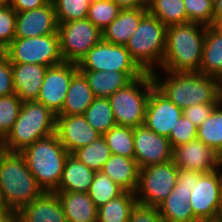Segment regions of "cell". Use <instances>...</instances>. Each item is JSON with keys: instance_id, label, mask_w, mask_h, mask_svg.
Segmentation results:
<instances>
[{"instance_id": "cell-1", "label": "cell", "mask_w": 222, "mask_h": 222, "mask_svg": "<svg viewBox=\"0 0 222 222\" xmlns=\"http://www.w3.org/2000/svg\"><path fill=\"white\" fill-rule=\"evenodd\" d=\"M161 71L166 74L164 79ZM152 76L155 87L182 110L196 104L220 103V80L217 78L199 72H159L158 68Z\"/></svg>"}, {"instance_id": "cell-2", "label": "cell", "mask_w": 222, "mask_h": 222, "mask_svg": "<svg viewBox=\"0 0 222 222\" xmlns=\"http://www.w3.org/2000/svg\"><path fill=\"white\" fill-rule=\"evenodd\" d=\"M206 26L187 22L166 28V50L161 70L199 72Z\"/></svg>"}, {"instance_id": "cell-3", "label": "cell", "mask_w": 222, "mask_h": 222, "mask_svg": "<svg viewBox=\"0 0 222 222\" xmlns=\"http://www.w3.org/2000/svg\"><path fill=\"white\" fill-rule=\"evenodd\" d=\"M0 189L15 215L44 193L19 152L0 149Z\"/></svg>"}, {"instance_id": "cell-4", "label": "cell", "mask_w": 222, "mask_h": 222, "mask_svg": "<svg viewBox=\"0 0 222 222\" xmlns=\"http://www.w3.org/2000/svg\"><path fill=\"white\" fill-rule=\"evenodd\" d=\"M20 154L25 158L29 171L44 192H54L61 181L68 151L54 133L38 139L24 148Z\"/></svg>"}, {"instance_id": "cell-5", "label": "cell", "mask_w": 222, "mask_h": 222, "mask_svg": "<svg viewBox=\"0 0 222 222\" xmlns=\"http://www.w3.org/2000/svg\"><path fill=\"white\" fill-rule=\"evenodd\" d=\"M56 117L57 115L36 100L22 102L18 118L0 143V149L20 153L38 139L54 134Z\"/></svg>"}, {"instance_id": "cell-6", "label": "cell", "mask_w": 222, "mask_h": 222, "mask_svg": "<svg viewBox=\"0 0 222 222\" xmlns=\"http://www.w3.org/2000/svg\"><path fill=\"white\" fill-rule=\"evenodd\" d=\"M166 28L148 11L126 44L131 58L144 72L152 73L157 66L161 67L166 50Z\"/></svg>"}, {"instance_id": "cell-7", "label": "cell", "mask_w": 222, "mask_h": 222, "mask_svg": "<svg viewBox=\"0 0 222 222\" xmlns=\"http://www.w3.org/2000/svg\"><path fill=\"white\" fill-rule=\"evenodd\" d=\"M154 86L152 73L145 72L108 98L117 125L134 128L144 124L148 98Z\"/></svg>"}, {"instance_id": "cell-8", "label": "cell", "mask_w": 222, "mask_h": 222, "mask_svg": "<svg viewBox=\"0 0 222 222\" xmlns=\"http://www.w3.org/2000/svg\"><path fill=\"white\" fill-rule=\"evenodd\" d=\"M178 171L172 160L139 169L135 191L138 204L158 208L176 186Z\"/></svg>"}, {"instance_id": "cell-9", "label": "cell", "mask_w": 222, "mask_h": 222, "mask_svg": "<svg viewBox=\"0 0 222 222\" xmlns=\"http://www.w3.org/2000/svg\"><path fill=\"white\" fill-rule=\"evenodd\" d=\"M3 52L10 63L42 64L51 67L64 62L60 52L58 33L14 38Z\"/></svg>"}, {"instance_id": "cell-10", "label": "cell", "mask_w": 222, "mask_h": 222, "mask_svg": "<svg viewBox=\"0 0 222 222\" xmlns=\"http://www.w3.org/2000/svg\"><path fill=\"white\" fill-rule=\"evenodd\" d=\"M80 71H120L132 80L145 72L131 58L126 45H117L101 39L78 64Z\"/></svg>"}, {"instance_id": "cell-11", "label": "cell", "mask_w": 222, "mask_h": 222, "mask_svg": "<svg viewBox=\"0 0 222 222\" xmlns=\"http://www.w3.org/2000/svg\"><path fill=\"white\" fill-rule=\"evenodd\" d=\"M60 52L64 62L79 64L87 52L102 39L88 18L58 24Z\"/></svg>"}, {"instance_id": "cell-12", "label": "cell", "mask_w": 222, "mask_h": 222, "mask_svg": "<svg viewBox=\"0 0 222 222\" xmlns=\"http://www.w3.org/2000/svg\"><path fill=\"white\" fill-rule=\"evenodd\" d=\"M202 174L198 171L179 169L176 186L158 207L164 222H199L193 214L189 198L193 186Z\"/></svg>"}, {"instance_id": "cell-13", "label": "cell", "mask_w": 222, "mask_h": 222, "mask_svg": "<svg viewBox=\"0 0 222 222\" xmlns=\"http://www.w3.org/2000/svg\"><path fill=\"white\" fill-rule=\"evenodd\" d=\"M189 204L199 221H216L222 212L219 169L203 173L191 190Z\"/></svg>"}, {"instance_id": "cell-14", "label": "cell", "mask_w": 222, "mask_h": 222, "mask_svg": "<svg viewBox=\"0 0 222 222\" xmlns=\"http://www.w3.org/2000/svg\"><path fill=\"white\" fill-rule=\"evenodd\" d=\"M78 70V64L68 62L48 67L36 101L58 115L62 111L71 79Z\"/></svg>"}, {"instance_id": "cell-15", "label": "cell", "mask_w": 222, "mask_h": 222, "mask_svg": "<svg viewBox=\"0 0 222 222\" xmlns=\"http://www.w3.org/2000/svg\"><path fill=\"white\" fill-rule=\"evenodd\" d=\"M134 159L139 169L172 160L169 139L149 130L144 124L133 128Z\"/></svg>"}, {"instance_id": "cell-16", "label": "cell", "mask_w": 222, "mask_h": 222, "mask_svg": "<svg viewBox=\"0 0 222 222\" xmlns=\"http://www.w3.org/2000/svg\"><path fill=\"white\" fill-rule=\"evenodd\" d=\"M172 161L179 169L209 173L219 169L220 155L199 139L173 148Z\"/></svg>"}, {"instance_id": "cell-17", "label": "cell", "mask_w": 222, "mask_h": 222, "mask_svg": "<svg viewBox=\"0 0 222 222\" xmlns=\"http://www.w3.org/2000/svg\"><path fill=\"white\" fill-rule=\"evenodd\" d=\"M183 110L165 97L155 86L151 89L144 125L160 136L169 137Z\"/></svg>"}, {"instance_id": "cell-18", "label": "cell", "mask_w": 222, "mask_h": 222, "mask_svg": "<svg viewBox=\"0 0 222 222\" xmlns=\"http://www.w3.org/2000/svg\"><path fill=\"white\" fill-rule=\"evenodd\" d=\"M55 133L69 154L102 136L87 122L83 114L57 115Z\"/></svg>"}, {"instance_id": "cell-19", "label": "cell", "mask_w": 222, "mask_h": 222, "mask_svg": "<svg viewBox=\"0 0 222 222\" xmlns=\"http://www.w3.org/2000/svg\"><path fill=\"white\" fill-rule=\"evenodd\" d=\"M52 1L43 7L16 13L15 38L37 37L58 33Z\"/></svg>"}, {"instance_id": "cell-20", "label": "cell", "mask_w": 222, "mask_h": 222, "mask_svg": "<svg viewBox=\"0 0 222 222\" xmlns=\"http://www.w3.org/2000/svg\"><path fill=\"white\" fill-rule=\"evenodd\" d=\"M15 94L24 102L36 100L40 94L47 66L11 63Z\"/></svg>"}, {"instance_id": "cell-21", "label": "cell", "mask_w": 222, "mask_h": 222, "mask_svg": "<svg viewBox=\"0 0 222 222\" xmlns=\"http://www.w3.org/2000/svg\"><path fill=\"white\" fill-rule=\"evenodd\" d=\"M16 217L21 222H67L55 192H44L17 213Z\"/></svg>"}, {"instance_id": "cell-22", "label": "cell", "mask_w": 222, "mask_h": 222, "mask_svg": "<svg viewBox=\"0 0 222 222\" xmlns=\"http://www.w3.org/2000/svg\"><path fill=\"white\" fill-rule=\"evenodd\" d=\"M147 12L148 7L121 9L119 15L102 31V39L112 44L126 45Z\"/></svg>"}, {"instance_id": "cell-23", "label": "cell", "mask_w": 222, "mask_h": 222, "mask_svg": "<svg viewBox=\"0 0 222 222\" xmlns=\"http://www.w3.org/2000/svg\"><path fill=\"white\" fill-rule=\"evenodd\" d=\"M62 208L67 222H97L98 208L92 202L88 193L54 191Z\"/></svg>"}, {"instance_id": "cell-24", "label": "cell", "mask_w": 222, "mask_h": 222, "mask_svg": "<svg viewBox=\"0 0 222 222\" xmlns=\"http://www.w3.org/2000/svg\"><path fill=\"white\" fill-rule=\"evenodd\" d=\"M101 171L124 191L135 193L138 185L139 167L134 158L112 154Z\"/></svg>"}, {"instance_id": "cell-25", "label": "cell", "mask_w": 222, "mask_h": 222, "mask_svg": "<svg viewBox=\"0 0 222 222\" xmlns=\"http://www.w3.org/2000/svg\"><path fill=\"white\" fill-rule=\"evenodd\" d=\"M94 99L95 96L87 79L78 70L71 79L62 111L58 115H82Z\"/></svg>"}, {"instance_id": "cell-26", "label": "cell", "mask_w": 222, "mask_h": 222, "mask_svg": "<svg viewBox=\"0 0 222 222\" xmlns=\"http://www.w3.org/2000/svg\"><path fill=\"white\" fill-rule=\"evenodd\" d=\"M199 73L222 80V32L215 26H206Z\"/></svg>"}, {"instance_id": "cell-27", "label": "cell", "mask_w": 222, "mask_h": 222, "mask_svg": "<svg viewBox=\"0 0 222 222\" xmlns=\"http://www.w3.org/2000/svg\"><path fill=\"white\" fill-rule=\"evenodd\" d=\"M95 173L75 156L69 154L64 164L61 181L55 191L88 193Z\"/></svg>"}, {"instance_id": "cell-28", "label": "cell", "mask_w": 222, "mask_h": 222, "mask_svg": "<svg viewBox=\"0 0 222 222\" xmlns=\"http://www.w3.org/2000/svg\"><path fill=\"white\" fill-rule=\"evenodd\" d=\"M88 81L95 97L109 98L117 90L124 88L132 79L120 71H81Z\"/></svg>"}, {"instance_id": "cell-29", "label": "cell", "mask_w": 222, "mask_h": 222, "mask_svg": "<svg viewBox=\"0 0 222 222\" xmlns=\"http://www.w3.org/2000/svg\"><path fill=\"white\" fill-rule=\"evenodd\" d=\"M137 203L135 193L124 191L98 208L97 222H128L131 211Z\"/></svg>"}, {"instance_id": "cell-30", "label": "cell", "mask_w": 222, "mask_h": 222, "mask_svg": "<svg viewBox=\"0 0 222 222\" xmlns=\"http://www.w3.org/2000/svg\"><path fill=\"white\" fill-rule=\"evenodd\" d=\"M148 11L166 27L187 23L183 0H149Z\"/></svg>"}, {"instance_id": "cell-31", "label": "cell", "mask_w": 222, "mask_h": 222, "mask_svg": "<svg viewBox=\"0 0 222 222\" xmlns=\"http://www.w3.org/2000/svg\"><path fill=\"white\" fill-rule=\"evenodd\" d=\"M87 122L101 135L116 125L108 98L95 97L93 103L83 114Z\"/></svg>"}, {"instance_id": "cell-32", "label": "cell", "mask_w": 222, "mask_h": 222, "mask_svg": "<svg viewBox=\"0 0 222 222\" xmlns=\"http://www.w3.org/2000/svg\"><path fill=\"white\" fill-rule=\"evenodd\" d=\"M72 155L91 170L98 172L102 170L112 153L106 140L101 136L94 142L78 148Z\"/></svg>"}, {"instance_id": "cell-33", "label": "cell", "mask_w": 222, "mask_h": 222, "mask_svg": "<svg viewBox=\"0 0 222 222\" xmlns=\"http://www.w3.org/2000/svg\"><path fill=\"white\" fill-rule=\"evenodd\" d=\"M197 128V139L220 154L222 152V104L219 103L211 115Z\"/></svg>"}, {"instance_id": "cell-34", "label": "cell", "mask_w": 222, "mask_h": 222, "mask_svg": "<svg viewBox=\"0 0 222 222\" xmlns=\"http://www.w3.org/2000/svg\"><path fill=\"white\" fill-rule=\"evenodd\" d=\"M102 136L106 140L112 154L134 158L135 148L132 127L116 124Z\"/></svg>"}, {"instance_id": "cell-35", "label": "cell", "mask_w": 222, "mask_h": 222, "mask_svg": "<svg viewBox=\"0 0 222 222\" xmlns=\"http://www.w3.org/2000/svg\"><path fill=\"white\" fill-rule=\"evenodd\" d=\"M123 192L124 190L119 187L110 177H108L102 171H98L94 175L88 194L94 205L99 208L112 199L118 197Z\"/></svg>"}, {"instance_id": "cell-36", "label": "cell", "mask_w": 222, "mask_h": 222, "mask_svg": "<svg viewBox=\"0 0 222 222\" xmlns=\"http://www.w3.org/2000/svg\"><path fill=\"white\" fill-rule=\"evenodd\" d=\"M57 23L87 18L89 4L94 0H51Z\"/></svg>"}, {"instance_id": "cell-37", "label": "cell", "mask_w": 222, "mask_h": 222, "mask_svg": "<svg viewBox=\"0 0 222 222\" xmlns=\"http://www.w3.org/2000/svg\"><path fill=\"white\" fill-rule=\"evenodd\" d=\"M120 10L113 0H94L89 4L87 18L103 31L119 15Z\"/></svg>"}, {"instance_id": "cell-38", "label": "cell", "mask_w": 222, "mask_h": 222, "mask_svg": "<svg viewBox=\"0 0 222 222\" xmlns=\"http://www.w3.org/2000/svg\"><path fill=\"white\" fill-rule=\"evenodd\" d=\"M22 102L15 93L0 97V143L15 124Z\"/></svg>"}, {"instance_id": "cell-39", "label": "cell", "mask_w": 222, "mask_h": 222, "mask_svg": "<svg viewBox=\"0 0 222 222\" xmlns=\"http://www.w3.org/2000/svg\"><path fill=\"white\" fill-rule=\"evenodd\" d=\"M214 0H183L187 22L213 26Z\"/></svg>"}, {"instance_id": "cell-40", "label": "cell", "mask_w": 222, "mask_h": 222, "mask_svg": "<svg viewBox=\"0 0 222 222\" xmlns=\"http://www.w3.org/2000/svg\"><path fill=\"white\" fill-rule=\"evenodd\" d=\"M16 13L9 3H0V52L15 38Z\"/></svg>"}, {"instance_id": "cell-41", "label": "cell", "mask_w": 222, "mask_h": 222, "mask_svg": "<svg viewBox=\"0 0 222 222\" xmlns=\"http://www.w3.org/2000/svg\"><path fill=\"white\" fill-rule=\"evenodd\" d=\"M197 129L188 118L182 115L168 137L171 148L173 149L181 144L197 139Z\"/></svg>"}, {"instance_id": "cell-42", "label": "cell", "mask_w": 222, "mask_h": 222, "mask_svg": "<svg viewBox=\"0 0 222 222\" xmlns=\"http://www.w3.org/2000/svg\"><path fill=\"white\" fill-rule=\"evenodd\" d=\"M12 66L4 52H0V97L14 94Z\"/></svg>"}, {"instance_id": "cell-43", "label": "cell", "mask_w": 222, "mask_h": 222, "mask_svg": "<svg viewBox=\"0 0 222 222\" xmlns=\"http://www.w3.org/2000/svg\"><path fill=\"white\" fill-rule=\"evenodd\" d=\"M219 103L196 104L183 109V115L196 127L201 125L213 112Z\"/></svg>"}, {"instance_id": "cell-44", "label": "cell", "mask_w": 222, "mask_h": 222, "mask_svg": "<svg viewBox=\"0 0 222 222\" xmlns=\"http://www.w3.org/2000/svg\"><path fill=\"white\" fill-rule=\"evenodd\" d=\"M128 222H164L158 208L136 204L130 214Z\"/></svg>"}, {"instance_id": "cell-45", "label": "cell", "mask_w": 222, "mask_h": 222, "mask_svg": "<svg viewBox=\"0 0 222 222\" xmlns=\"http://www.w3.org/2000/svg\"><path fill=\"white\" fill-rule=\"evenodd\" d=\"M51 0H12L9 4L16 12L33 10L47 5Z\"/></svg>"}, {"instance_id": "cell-46", "label": "cell", "mask_w": 222, "mask_h": 222, "mask_svg": "<svg viewBox=\"0 0 222 222\" xmlns=\"http://www.w3.org/2000/svg\"><path fill=\"white\" fill-rule=\"evenodd\" d=\"M121 9L148 7L149 0H113Z\"/></svg>"}, {"instance_id": "cell-47", "label": "cell", "mask_w": 222, "mask_h": 222, "mask_svg": "<svg viewBox=\"0 0 222 222\" xmlns=\"http://www.w3.org/2000/svg\"><path fill=\"white\" fill-rule=\"evenodd\" d=\"M213 26H216L222 20V0H214Z\"/></svg>"}, {"instance_id": "cell-48", "label": "cell", "mask_w": 222, "mask_h": 222, "mask_svg": "<svg viewBox=\"0 0 222 222\" xmlns=\"http://www.w3.org/2000/svg\"><path fill=\"white\" fill-rule=\"evenodd\" d=\"M15 216L16 215L12 211H1L0 222H11Z\"/></svg>"}, {"instance_id": "cell-49", "label": "cell", "mask_w": 222, "mask_h": 222, "mask_svg": "<svg viewBox=\"0 0 222 222\" xmlns=\"http://www.w3.org/2000/svg\"><path fill=\"white\" fill-rule=\"evenodd\" d=\"M1 211H9V209H8V205L3 197V193L1 192V189H0V212Z\"/></svg>"}, {"instance_id": "cell-50", "label": "cell", "mask_w": 222, "mask_h": 222, "mask_svg": "<svg viewBox=\"0 0 222 222\" xmlns=\"http://www.w3.org/2000/svg\"><path fill=\"white\" fill-rule=\"evenodd\" d=\"M221 167V168H220ZM219 167V176H220V183H221V195H222V164Z\"/></svg>"}, {"instance_id": "cell-51", "label": "cell", "mask_w": 222, "mask_h": 222, "mask_svg": "<svg viewBox=\"0 0 222 222\" xmlns=\"http://www.w3.org/2000/svg\"><path fill=\"white\" fill-rule=\"evenodd\" d=\"M220 103L222 104V80H220Z\"/></svg>"}, {"instance_id": "cell-52", "label": "cell", "mask_w": 222, "mask_h": 222, "mask_svg": "<svg viewBox=\"0 0 222 222\" xmlns=\"http://www.w3.org/2000/svg\"><path fill=\"white\" fill-rule=\"evenodd\" d=\"M215 27L222 32V20Z\"/></svg>"}, {"instance_id": "cell-53", "label": "cell", "mask_w": 222, "mask_h": 222, "mask_svg": "<svg viewBox=\"0 0 222 222\" xmlns=\"http://www.w3.org/2000/svg\"><path fill=\"white\" fill-rule=\"evenodd\" d=\"M12 0H0V3H10Z\"/></svg>"}, {"instance_id": "cell-54", "label": "cell", "mask_w": 222, "mask_h": 222, "mask_svg": "<svg viewBox=\"0 0 222 222\" xmlns=\"http://www.w3.org/2000/svg\"><path fill=\"white\" fill-rule=\"evenodd\" d=\"M11 222H21L16 216Z\"/></svg>"}, {"instance_id": "cell-55", "label": "cell", "mask_w": 222, "mask_h": 222, "mask_svg": "<svg viewBox=\"0 0 222 222\" xmlns=\"http://www.w3.org/2000/svg\"><path fill=\"white\" fill-rule=\"evenodd\" d=\"M199 222H221L220 220H216V221H199Z\"/></svg>"}, {"instance_id": "cell-56", "label": "cell", "mask_w": 222, "mask_h": 222, "mask_svg": "<svg viewBox=\"0 0 222 222\" xmlns=\"http://www.w3.org/2000/svg\"><path fill=\"white\" fill-rule=\"evenodd\" d=\"M219 155H220V160H221V164H222V152Z\"/></svg>"}, {"instance_id": "cell-57", "label": "cell", "mask_w": 222, "mask_h": 222, "mask_svg": "<svg viewBox=\"0 0 222 222\" xmlns=\"http://www.w3.org/2000/svg\"><path fill=\"white\" fill-rule=\"evenodd\" d=\"M221 222H222V212H221V215H220V219H219Z\"/></svg>"}]
</instances>
